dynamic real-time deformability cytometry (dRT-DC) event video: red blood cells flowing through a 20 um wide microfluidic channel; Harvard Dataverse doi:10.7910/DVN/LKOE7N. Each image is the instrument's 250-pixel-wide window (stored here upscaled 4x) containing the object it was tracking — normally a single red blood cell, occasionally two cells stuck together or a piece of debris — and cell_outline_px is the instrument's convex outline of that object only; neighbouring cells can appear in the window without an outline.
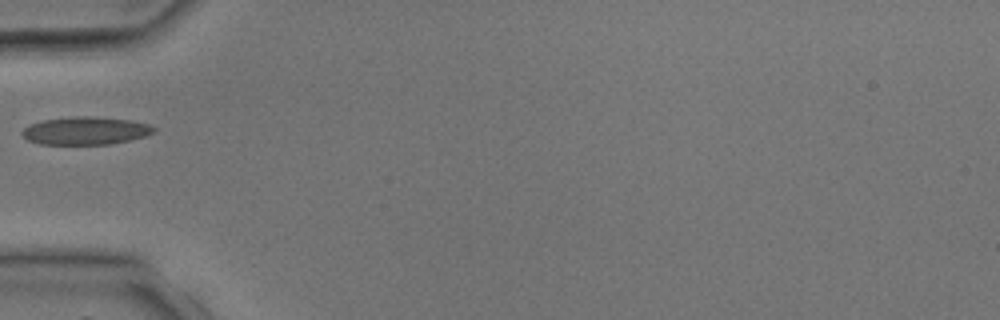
{"species": "common noctule bat (a hibernating species)", "species_latin": "Nyctalus noctula", "temperature_condition": "room temperature", "stored_images_in_passage": 4, "camera_frame_rate_fps": 3000, "um_per_image_px": 0.085, "animal": {"sex": "male", "body_mass_g": 17.9, "forearm_length_mm": 54.2}, "frame": {"image": 1, "passage_image": 4, "time_ms": 3.333, "image_size_px": [1000, 320], "cell_outline_px": [[156, 132], [144, 136], [128, 140], [108, 144], [40, 144], [28, 140], [20, 132], [28, 124], [44, 120], [76, 116], [96, 116], [132, 120], [148, 124], [156, 128]], "centroid_in_image_um": [7.27, 11.1], "position_along_channel_um": 77.7, "area_um2": 21.39}}